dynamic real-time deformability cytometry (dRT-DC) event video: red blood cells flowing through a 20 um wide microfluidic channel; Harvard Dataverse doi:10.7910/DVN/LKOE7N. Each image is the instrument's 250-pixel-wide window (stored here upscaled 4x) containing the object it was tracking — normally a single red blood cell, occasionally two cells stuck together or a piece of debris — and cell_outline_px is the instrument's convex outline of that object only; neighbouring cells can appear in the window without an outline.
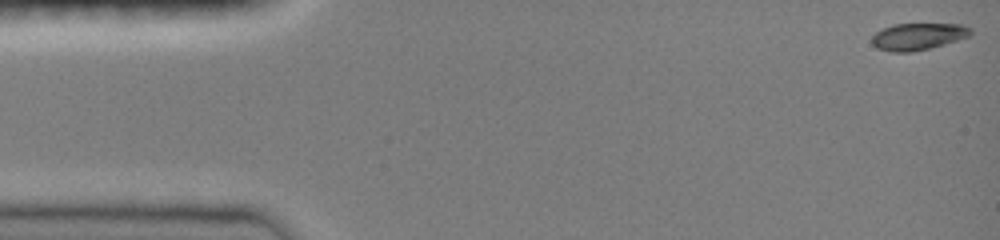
{"species": "common noctule bat (a hibernating species)", "species_latin": "Nyctalus noctula", "temperature_condition": "room temperature", "stored_images_in_passage": 47, "camera_frame_rate_fps": 3000, "um_per_image_px": 0.085, "animal": {"sex": "female", "body_mass_g": 19.0, "forearm_length_mm": 51.5}, "frame": {"image": 1, "passage_image": 1, "time_ms": 0.0, "image_size_px": [1000, 240], "cell_outline_px": [[972, 32], [968, 36], [944, 44], [912, 52], [892, 52], [876, 48], [872, 44], [872, 36], [876, 32], [892, 24], [964, 24], [972, 28]], "centroid_in_image_um": [78.02, 3.09], "position_along_channel_um": 7.0, "area_um2": 15.43}}
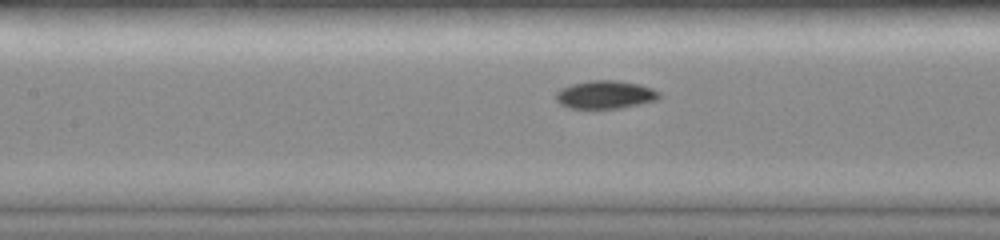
{"frame": {"image": 2, "passage_image": 21, "time_ms": 6.667, "image_size_px": [1000, 240], "cell_outline_px": [[660, 96], [656, 100], [640, 104], [620, 108], [568, 108], [560, 104], [556, 100], [556, 92], [560, 88], [572, 84], [588, 80], [620, 80], [640, 84], [652, 88], [660, 92]], "centroid_in_image_um": [51.44, 8.03], "position_along_channel_um": 156.0, "area_um2": 17.05}}
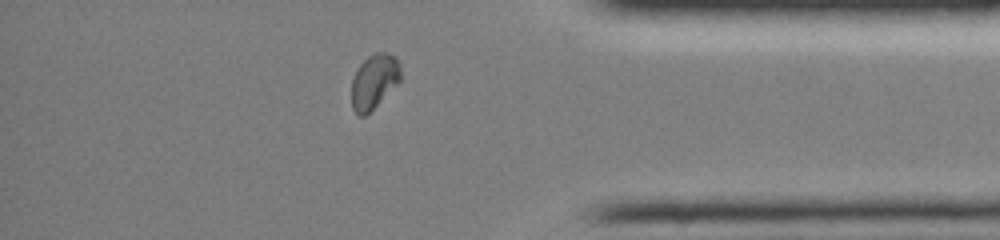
{"frame": {"image": 3, "passage_image": 40, "time_ms": 13.0, "image_size_px": [1000, 240], "cell_outline_px": [[400, 80], [364, 116], [360, 116], [352, 108], [352, 80], [360, 64], [368, 56], [376, 52], [388, 52], [400, 64]], "centroid_in_image_um": [31.78, 6.89], "position_along_channel_um": 403.4, "area_um2": 15.03}, "authors_computed_cell_mechanics": {"area_um2": 16.1262, "velocity_mm_per_s": 4.0756, "shape_relaxation_time_tau1_ms": 3.8705, "shape_relaxation_time_tau2_ms": null, "deformation_change_tau1": 0.1324, "deformation_change_tau2": null}}